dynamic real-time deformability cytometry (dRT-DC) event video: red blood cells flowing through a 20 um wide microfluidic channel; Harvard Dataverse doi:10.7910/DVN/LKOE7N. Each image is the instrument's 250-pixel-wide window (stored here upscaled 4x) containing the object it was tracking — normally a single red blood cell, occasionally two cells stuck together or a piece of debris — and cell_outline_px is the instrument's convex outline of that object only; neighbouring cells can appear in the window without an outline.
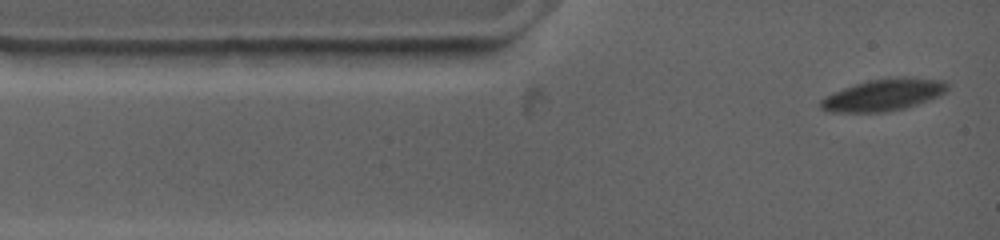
{"species": "common noctule bat (a hibernating species)", "species_latin": "Nyctalus noctula", "temperature_condition": "warm", "stored_images_in_passage": 41, "camera_frame_rate_fps": 4500, "um_per_image_px": 0.085, "animal": {"sex": "female", "body_mass_g": 19.0, "forearm_length_mm": 53.3}, "frame": {"image": 1, "passage_image": 1, "time_ms": 0.0, "image_size_px": [1000, 240], "cell_outline_px": [[948, 88], [944, 92], [936, 96], [916, 104], [904, 108], [884, 112], [828, 112], [820, 108], [820, 100], [844, 88], [868, 80], [888, 76], [912, 76], [944, 80], [948, 84]], "centroid_in_image_um": [75.12, 8.03], "position_along_channel_um": 9.9, "area_um2": 23.52}}
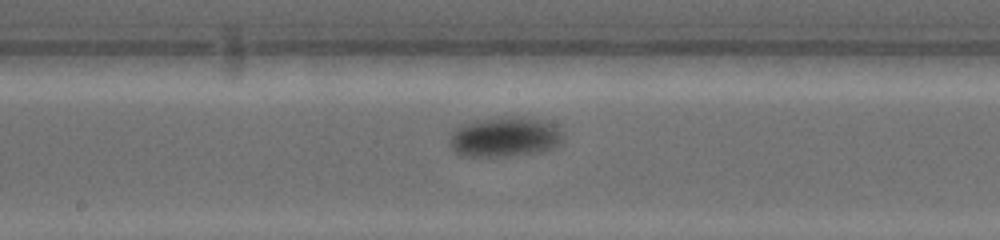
{"frame": {"image": 2, "passage_image": 17, "time_ms": 6.667, "image_size_px": [1000, 240], "cell_outline_px": [[560, 140], [556, 144], [548, 148], [516, 152], [480, 156], [472, 156], [456, 152], [452, 144], [452, 136], [464, 124], [496, 116], [524, 116], [544, 120], [552, 124], [560, 132]], "centroid_in_image_um": [42.89, 11.55], "position_along_channel_um": 205.3, "area_um2": 24.39}}
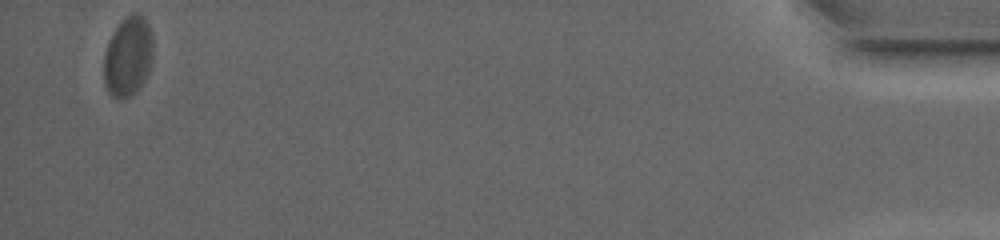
{"frame": {"image": 3, "passage_image": 41, "time_ms": 17.111, "image_size_px": [1000, 240], "cell_outline_px": [[152, 64], [144, 80], [136, 92], [128, 96], [116, 96], [108, 92], [104, 84], [104, 52], [108, 40], [112, 32], [128, 16], [136, 12], [144, 16], [152, 32]], "centroid_in_image_um": [10.89, 4.77], "position_along_channel_um": 424.3, "area_um2": 22.72}, "authors_computed_cell_mechanics": {"area_um2": 23.3512, "velocity_mm_per_s": 3.4638, "shape_relaxation_time_tau1_ms": 6.7078, "shape_relaxation_time_tau2_ms": null, "deformation_change_tau1": 0.2293, "deformation_change_tau2": null}}